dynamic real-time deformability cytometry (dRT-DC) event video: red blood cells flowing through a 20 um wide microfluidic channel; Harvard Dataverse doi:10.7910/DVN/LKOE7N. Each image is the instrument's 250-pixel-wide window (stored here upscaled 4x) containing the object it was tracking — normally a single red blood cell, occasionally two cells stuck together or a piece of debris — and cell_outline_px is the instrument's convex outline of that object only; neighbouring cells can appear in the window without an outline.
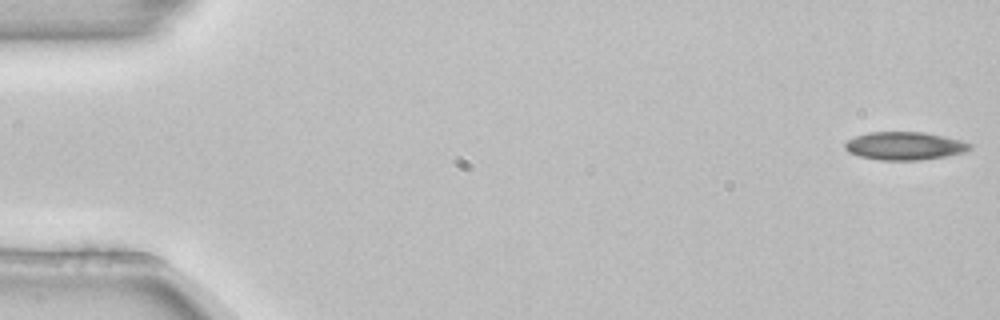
{"species": "common noctule bat (a hibernating species)", "species_latin": "Nyctalus noctula", "temperature_condition": "room temperature", "stored_images_in_passage": 5, "camera_frame_rate_fps": 3000, "um_per_image_px": 0.085, "animal": {"sex": "female", "body_mass_g": 22.7, "forearm_length_mm": 54.2}, "frame": {"image": 1, "passage_image": 1, "time_ms": 0.0, "image_size_px": [1000, 320], "cell_outline_px": [[972, 148], [964, 152], [948, 156], [920, 160], [880, 160], [860, 156], [848, 152], [844, 148], [844, 144], [848, 140], [856, 136], [868, 132], [924, 132], [960, 140], [972, 144]], "centroid_in_image_um": [76.89, 12.4], "position_along_channel_um": 8.1, "area_um2": 20.4}}
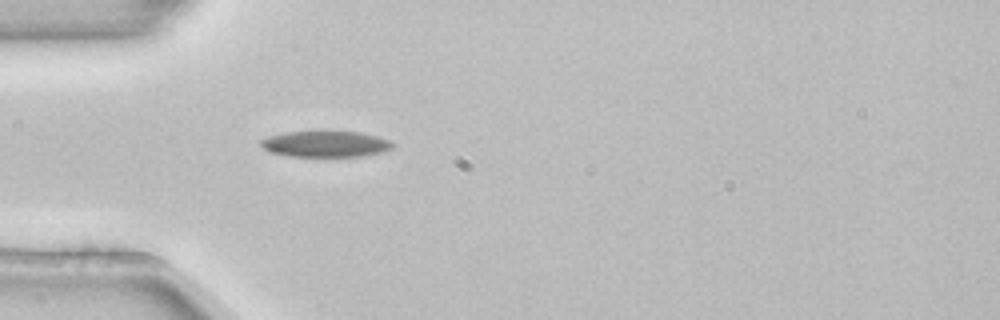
{"frame": {"image": 2, "passage_image": 5, "time_ms": 1.333, "image_size_px": [1000, 320], "cell_outline_px": [[396, 144], [392, 148], [380, 152], [364, 156], [288, 156], [268, 152], [260, 144], [260, 140], [268, 136], [284, 132], [360, 132], [376, 136], [388, 140]], "centroid_in_image_um": [27.64, 12.24], "position_along_channel_um": 57.4, "area_um2": 19.88}}